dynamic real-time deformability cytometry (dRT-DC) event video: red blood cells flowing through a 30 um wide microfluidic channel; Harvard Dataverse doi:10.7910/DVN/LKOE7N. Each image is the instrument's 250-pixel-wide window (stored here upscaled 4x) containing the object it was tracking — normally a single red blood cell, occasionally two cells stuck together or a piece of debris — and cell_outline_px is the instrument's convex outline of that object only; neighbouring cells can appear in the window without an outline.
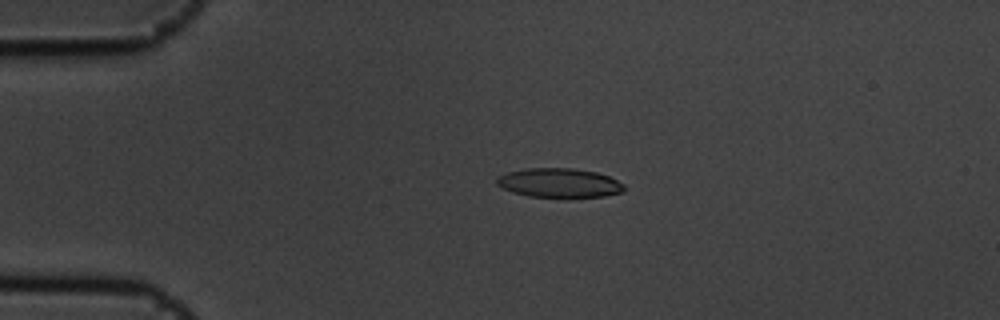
{"species": "common noctule bat (a hibernating species)", "species_latin": "Nyctalus noctula", "temperature_condition": "cold", "stored_images_in_passage": 15, "camera_frame_rate_fps": 3000, "um_per_image_px": 0.085, "animal": {"sex": "male", "body_mass_g": 19.5, "forearm_length_mm": 54.6}, "frame": {"image": 1, "passage_image": 4, "time_ms": 1.0, "image_size_px": [1000, 320], "cell_outline_px": [[624, 192], [604, 196], [568, 200], [528, 196], [512, 192], [500, 188], [496, 184], [496, 176], [508, 172], [528, 168], [572, 168], [596, 172], [608, 176], [624, 184]], "centroid_in_image_um": [47.52, 15.59], "position_along_channel_um": 37.5, "area_um2": 22.6}}
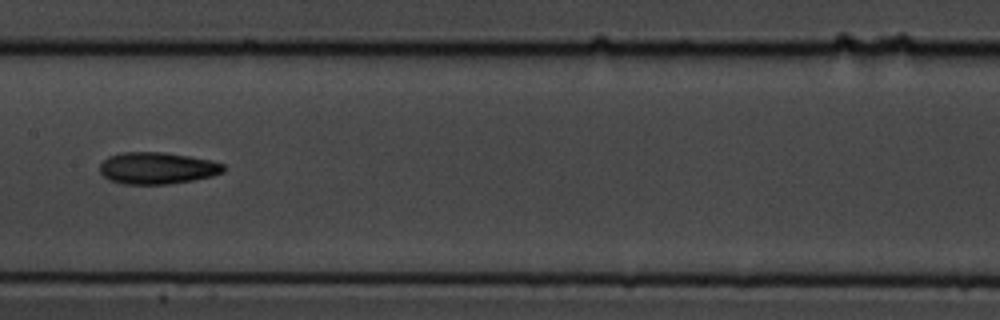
{"frame": {"image": 2, "passage_image": 8, "time_ms": 2.333, "image_size_px": [1000, 320], "cell_outline_px": [[224, 172], [212, 176], [192, 180], [168, 184], [124, 184], [108, 180], [100, 172], [100, 164], [108, 156], [124, 152], [164, 152], [212, 160], [224, 164]], "centroid_in_image_um": [13.36, 14.29], "position_along_channel_um": 194.0, "area_um2": 22.95}}
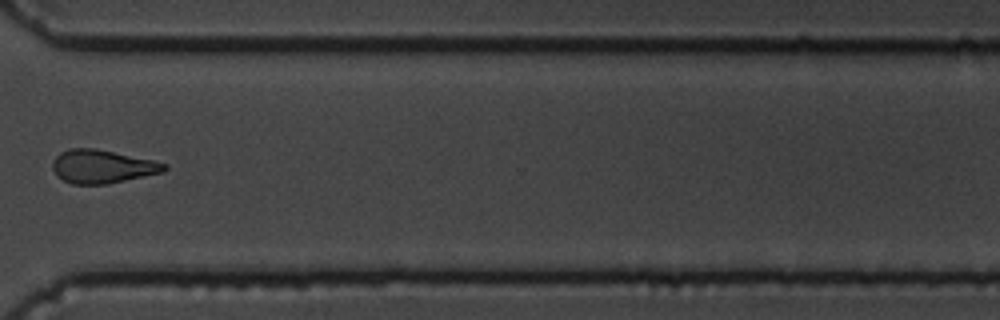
{"frame": {"image": 3, "passage_image": 12, "time_ms": 3.667, "image_size_px": [1000, 320], "cell_outline_px": [[168, 168], [164, 172], [108, 184], [72, 184], [56, 176], [52, 168], [52, 160], [60, 152], [68, 148], [96, 148], [152, 160], [168, 164]], "centroid_in_image_um": [8.68, 14.15], "position_along_channel_um": 361.9, "area_um2": 21.91}}